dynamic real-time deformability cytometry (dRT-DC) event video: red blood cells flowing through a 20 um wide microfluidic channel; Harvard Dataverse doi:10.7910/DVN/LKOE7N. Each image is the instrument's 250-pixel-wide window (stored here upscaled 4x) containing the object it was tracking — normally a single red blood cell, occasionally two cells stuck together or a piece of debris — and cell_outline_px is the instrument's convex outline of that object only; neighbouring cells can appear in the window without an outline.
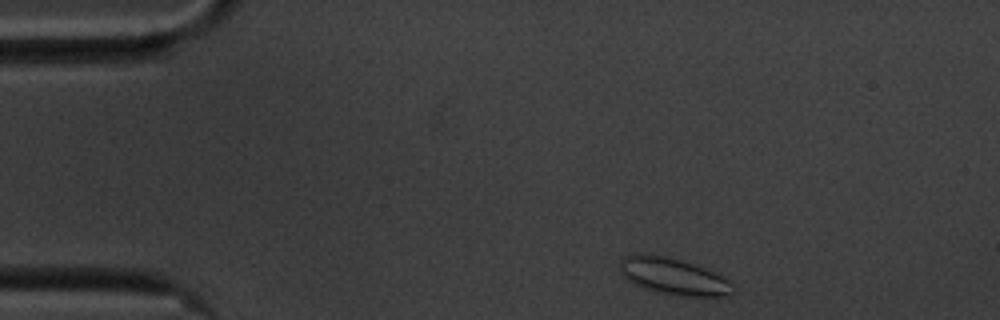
{"species": "common noctule bat (a hibernating species)", "species_latin": "Nyctalus noctula", "temperature_condition": "cold", "stored_images_in_passage": 51, "camera_frame_rate_fps": 3000, "um_per_image_px": 0.085, "animal": {"sex": "male", "body_mass_g": 20.1, "forearm_length_mm": 53.5}, "frame": {"image": 1, "passage_image": 2, "time_ms": 0.333, "image_size_px": [1000, 320], "cell_outline_px": [[736, 292], [728, 296], [676, 296], [656, 292], [644, 288], [628, 280], [620, 272], [620, 260], [624, 256], [636, 252], [652, 252], [680, 260], [704, 268], [728, 280], [732, 284]], "centroid_in_image_um": [57.2, 23.47], "position_along_channel_um": 27.8, "area_um2": 24.45}}
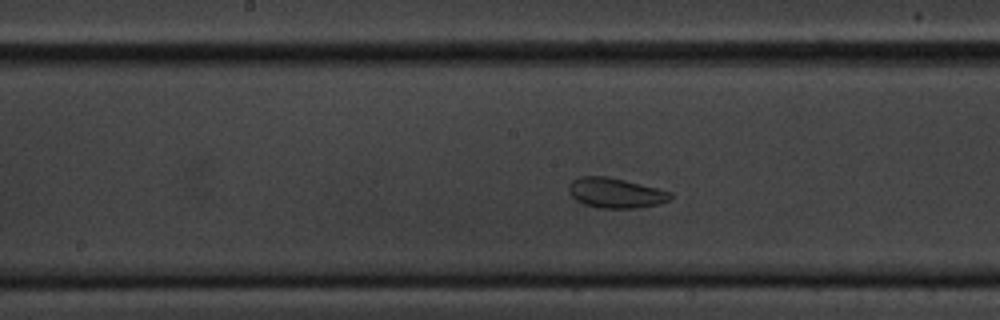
{"frame": {"image": 2, "passage_image": 22, "time_ms": 7.0, "image_size_px": [1000, 320], "cell_outline_px": [[672, 196], [668, 200], [660, 204], [640, 208], [600, 208], [584, 204], [576, 200], [568, 192], [568, 184], [572, 180], [580, 176], [608, 176], [672, 192]], "centroid_in_image_um": [52.3, 16.4], "position_along_channel_um": 195.9, "area_um2": 17.86}}
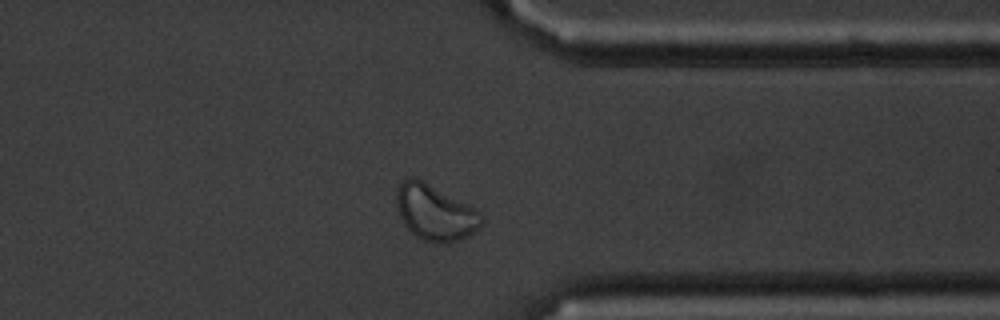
{"frame": {"image": 3, "passage_image": 38, "time_ms": 12.333, "image_size_px": [1000, 320], "cell_outline_px": [[484, 220], [480, 228], [448, 244], [424, 240], [416, 236], [404, 224], [400, 216], [396, 204], [396, 188], [400, 180], [408, 176], [416, 176], [476, 208], [484, 216]], "centroid_in_image_um": [36.96, 18.01], "position_along_channel_um": 374.4, "area_um2": 27.86}}